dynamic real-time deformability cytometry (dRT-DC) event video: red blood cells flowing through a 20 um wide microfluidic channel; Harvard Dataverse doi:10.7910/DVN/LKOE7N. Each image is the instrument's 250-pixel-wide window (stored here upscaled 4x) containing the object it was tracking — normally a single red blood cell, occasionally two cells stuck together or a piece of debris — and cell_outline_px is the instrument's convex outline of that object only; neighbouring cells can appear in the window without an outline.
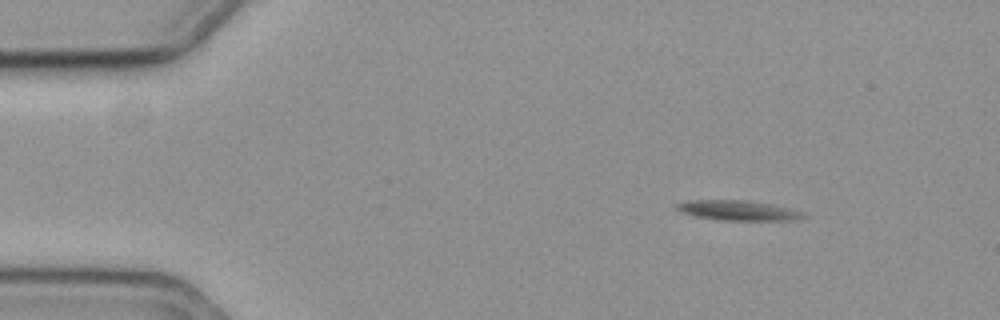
{"species": "common noctule bat (a hibernating species)", "species_latin": "Nyctalus noctula", "temperature_condition": "cold", "stored_images_in_passage": 14, "camera_frame_rate_fps": 3000, "um_per_image_px": 0.085, "animal": {"sex": "female", "body_mass_g": 19.3, "forearm_length_mm": 54.1}, "frame": {"image": 1, "passage_image": 8, "time_ms": 2.333, "image_size_px": [1000, 320], "cell_outline_px": [[804, 216], [792, 220], [720, 220], [696, 216], [680, 212], [676, 208], [676, 204], [688, 200], [748, 200], [772, 204], [804, 212]], "centroid_in_image_um": [62.7, 17.87], "position_along_channel_um": 22.3, "area_um2": 14.62}}